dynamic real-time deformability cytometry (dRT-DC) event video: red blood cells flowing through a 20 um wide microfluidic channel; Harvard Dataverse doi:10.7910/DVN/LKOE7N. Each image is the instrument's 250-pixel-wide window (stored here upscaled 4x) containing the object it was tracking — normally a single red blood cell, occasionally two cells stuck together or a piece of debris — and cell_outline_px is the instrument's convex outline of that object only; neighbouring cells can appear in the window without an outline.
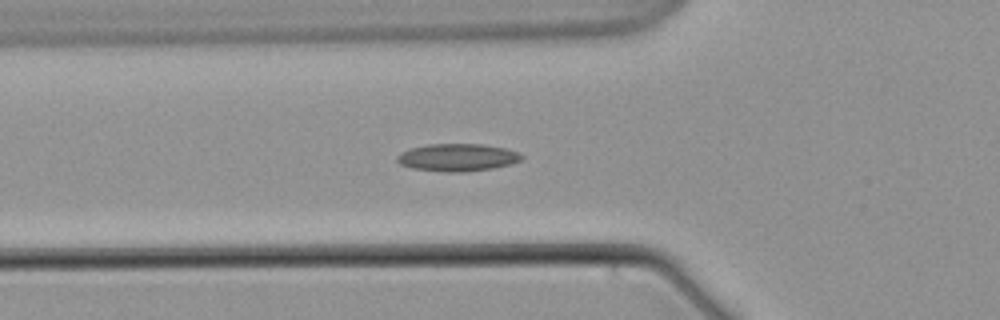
{"species": "common noctule bat (a hibernating species)", "species_latin": "Nyctalus noctula", "temperature_condition": "warm", "stored_images_in_passage": 6, "camera_frame_rate_fps": 3000, "um_per_image_px": 0.085, "animal": {"sex": "male", "body_mass_g": 21.5, "forearm_length_mm": 52.0}, "frame": {"image": 1, "passage_image": 6, "time_ms": 5.667, "image_size_px": [1000, 320], "cell_outline_px": [[524, 156], [520, 160], [508, 164], [492, 168], [464, 172], [448, 172], [412, 168], [400, 164], [396, 160], [396, 156], [412, 148], [428, 144], [484, 144], [504, 148], [516, 152]], "centroid_in_image_um": [38.87, 13.38], "position_along_channel_um": 86.9, "area_um2": 19.65}}